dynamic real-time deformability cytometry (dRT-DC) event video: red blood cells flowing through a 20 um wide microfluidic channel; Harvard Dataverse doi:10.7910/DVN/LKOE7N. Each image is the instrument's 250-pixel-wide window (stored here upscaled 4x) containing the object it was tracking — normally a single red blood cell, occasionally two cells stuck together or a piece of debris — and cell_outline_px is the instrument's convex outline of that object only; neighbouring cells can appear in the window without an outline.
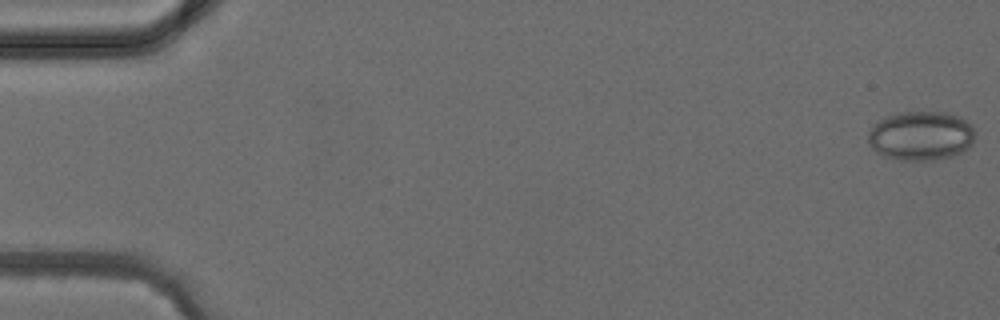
{"species": "common noctule bat (a hibernating species)", "species_latin": "Nyctalus noctula", "temperature_condition": "cold", "stored_images_in_passage": 4, "camera_frame_rate_fps": 3000, "um_per_image_px": 0.085, "animal": {"sex": "female", "body_mass_g": 24.6, "forearm_length_mm": 56.2}, "frame": {"image": 1, "passage_image": 1, "time_ms": 0.0, "image_size_px": [1000, 320], "cell_outline_px": [[976, 132], [972, 144], [968, 148], [960, 152], [948, 156], [932, 160], [900, 160], [884, 156], [876, 152], [868, 144], [868, 132], [880, 120], [888, 116], [900, 112], [948, 112], [972, 124]], "centroid_in_image_um": [78.28, 11.54], "position_along_channel_um": 6.7, "area_um2": 30.58}}